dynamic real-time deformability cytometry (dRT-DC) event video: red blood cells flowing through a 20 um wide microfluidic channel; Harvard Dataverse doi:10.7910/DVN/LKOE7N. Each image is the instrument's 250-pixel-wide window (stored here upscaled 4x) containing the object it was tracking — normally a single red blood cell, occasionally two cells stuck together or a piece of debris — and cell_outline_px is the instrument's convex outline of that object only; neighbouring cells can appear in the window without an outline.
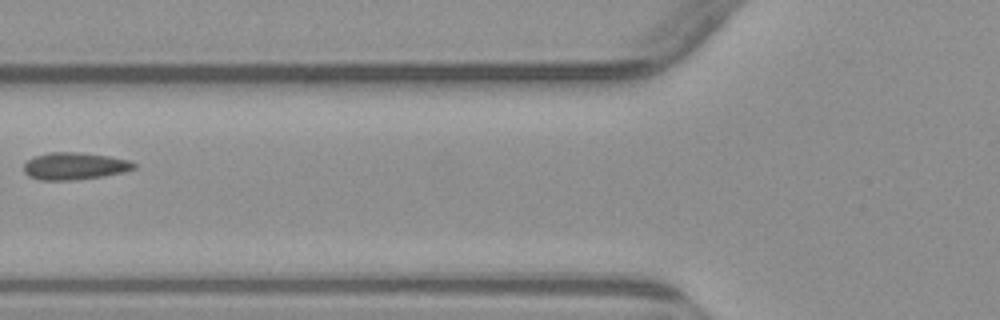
{"species": "common noctule bat (a hibernating species)", "species_latin": "Nyctalus noctula", "temperature_condition": "warm", "stored_images_in_passage": 6, "camera_frame_rate_fps": 3000, "um_per_image_px": 0.085, "animal": {"sex": "male", "body_mass_g": 23.1, "forearm_length_mm": 52.7}, "frame": {"image": 1, "passage_image": 6, "time_ms": 6.667, "image_size_px": [1000, 320], "cell_outline_px": [[136, 168], [124, 172], [104, 176], [76, 180], [40, 180], [28, 176], [24, 172], [24, 164], [28, 160], [36, 156], [48, 152], [80, 152], [108, 156], [128, 160], [136, 164]], "centroid_in_image_um": [6.34, 14.12], "position_along_channel_um": 119.5, "area_um2": 17.51}}